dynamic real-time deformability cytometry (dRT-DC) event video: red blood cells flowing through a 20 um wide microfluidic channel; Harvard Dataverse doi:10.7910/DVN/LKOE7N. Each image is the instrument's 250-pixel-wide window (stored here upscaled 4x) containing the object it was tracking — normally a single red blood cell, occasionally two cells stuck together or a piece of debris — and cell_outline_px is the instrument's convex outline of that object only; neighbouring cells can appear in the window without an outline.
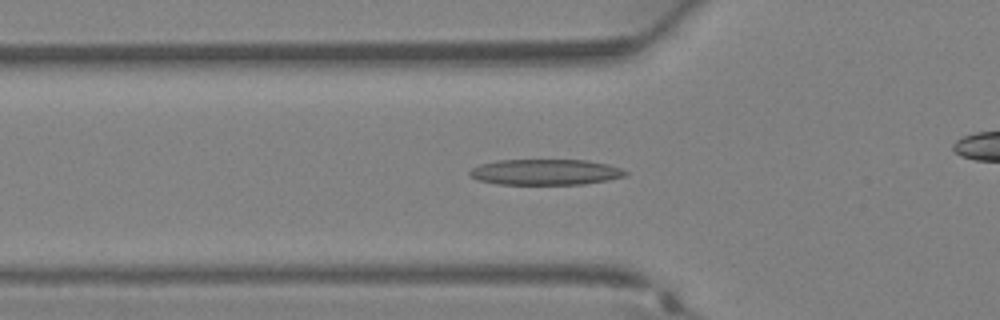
{"species": "Egyptian fruit bat (a non-hibernating species)", "species_latin": "Rousettus aegyptiacus", "temperature_condition": "warm", "stored_images_in_passage": 27, "camera_frame_rate_fps": 3000, "um_per_image_px": 0.085, "animal": {"sex": "female"}, "frame": {"image": 1, "passage_image": 6, "time_ms": 1.667, "image_size_px": [1000, 320], "cell_outline_px": [[628, 176], [608, 180], [584, 184], [496, 184], [480, 180], [472, 176], [468, 172], [472, 168], [480, 164], [496, 160], [588, 160], [608, 164], [620, 168], [628, 172]], "centroid_in_image_um": [46.4, 14.62], "position_along_channel_um": 79.4, "area_um2": 23.41}}
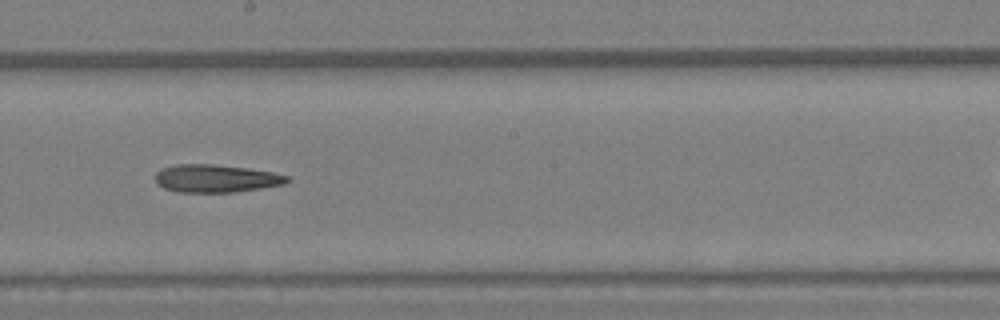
{"frame": {"image": 2, "passage_image": 14, "time_ms": 4.333, "image_size_px": [1000, 320], "cell_outline_px": [[292, 180], [284, 184], [260, 188], [232, 192], [176, 192], [164, 188], [156, 184], [156, 172], [164, 168], [176, 164], [212, 164], [248, 168], [272, 172], [288, 176]], "centroid_in_image_um": [18.35, 15.17], "position_along_channel_um": 229.8, "area_um2": 21.33}}
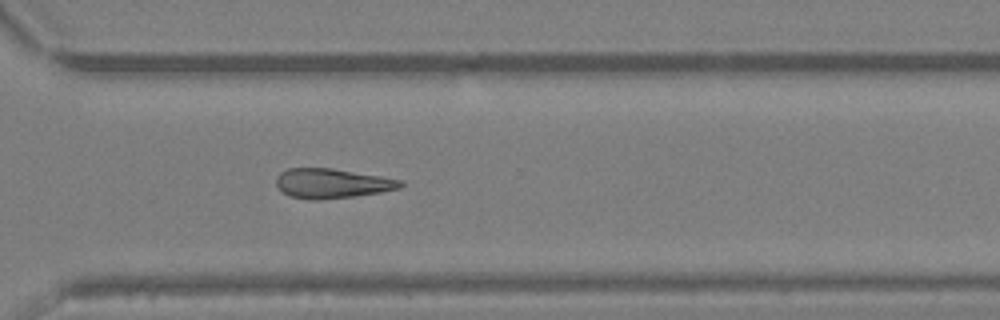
{"frame": {"image": 3, "passage_image": 20, "time_ms": 6.333, "image_size_px": [1000, 320], "cell_outline_px": [[404, 184], [400, 188], [380, 192], [352, 196], [320, 200], [308, 200], [288, 196], [276, 184], [276, 176], [280, 172], [288, 168], [332, 168], [380, 176], [400, 180]], "centroid_in_image_um": [28.18, 15.59], "position_along_channel_um": 342.4, "area_um2": 21.39}}